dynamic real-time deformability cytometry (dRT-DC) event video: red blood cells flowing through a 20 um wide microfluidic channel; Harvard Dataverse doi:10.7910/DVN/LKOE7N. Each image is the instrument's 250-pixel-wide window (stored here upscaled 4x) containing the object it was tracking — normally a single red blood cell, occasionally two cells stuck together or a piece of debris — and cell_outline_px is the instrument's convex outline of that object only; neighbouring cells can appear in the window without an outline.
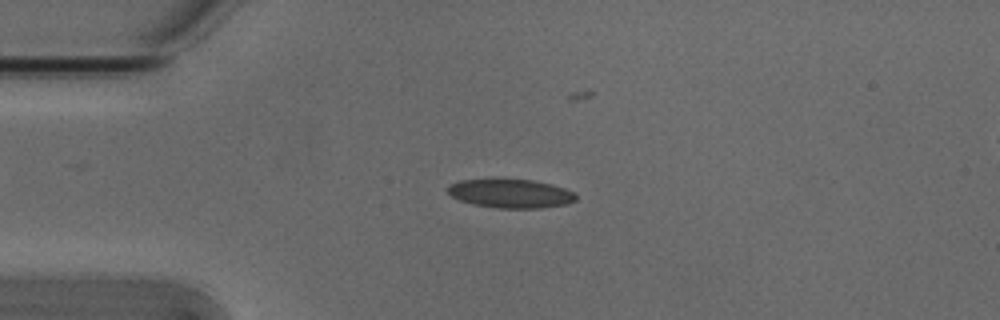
{"species": "Egyptian fruit bat (a non-hibernating species)", "species_latin": "Rousettus aegyptiacus", "temperature_condition": "cold", "stored_images_in_passage": 13, "camera_frame_rate_fps": 3000, "um_per_image_px": 0.085, "animal": {"sex": "male"}, "frame": {"image": 1, "passage_image": 6, "time_ms": 1.667, "image_size_px": [1000, 320], "cell_outline_px": [[576, 200], [568, 204], [540, 208], [496, 208], [472, 204], [460, 200], [452, 196], [448, 192], [448, 188], [452, 184], [460, 180], [532, 180], [552, 184], [564, 188], [572, 192], [576, 196]], "centroid_in_image_um": [43.44, 16.46], "position_along_channel_um": 41.6, "area_um2": 21.21}}